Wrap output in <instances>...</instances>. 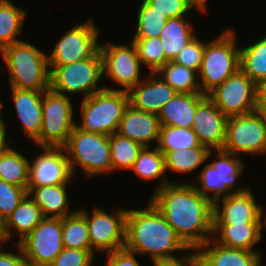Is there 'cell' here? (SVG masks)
<instances>
[{
    "label": "cell",
    "instance_id": "1",
    "mask_svg": "<svg viewBox=\"0 0 266 266\" xmlns=\"http://www.w3.org/2000/svg\"><path fill=\"white\" fill-rule=\"evenodd\" d=\"M149 200L190 249L197 250L213 237V204L193 183L163 179Z\"/></svg>",
    "mask_w": 266,
    "mask_h": 266
},
{
    "label": "cell",
    "instance_id": "2",
    "mask_svg": "<svg viewBox=\"0 0 266 266\" xmlns=\"http://www.w3.org/2000/svg\"><path fill=\"white\" fill-rule=\"evenodd\" d=\"M124 248L138 256L149 254L153 263L178 258L174 252L191 251L150 201L146 209H127Z\"/></svg>",
    "mask_w": 266,
    "mask_h": 266
},
{
    "label": "cell",
    "instance_id": "3",
    "mask_svg": "<svg viewBox=\"0 0 266 266\" xmlns=\"http://www.w3.org/2000/svg\"><path fill=\"white\" fill-rule=\"evenodd\" d=\"M0 53L8 67L11 88L33 91L50 89L48 54L23 40L4 47Z\"/></svg>",
    "mask_w": 266,
    "mask_h": 266
},
{
    "label": "cell",
    "instance_id": "4",
    "mask_svg": "<svg viewBox=\"0 0 266 266\" xmlns=\"http://www.w3.org/2000/svg\"><path fill=\"white\" fill-rule=\"evenodd\" d=\"M105 88L83 98L81 103L82 125L76 127L86 131L110 136L116 133L125 110L130 105L127 91Z\"/></svg>",
    "mask_w": 266,
    "mask_h": 266
},
{
    "label": "cell",
    "instance_id": "5",
    "mask_svg": "<svg viewBox=\"0 0 266 266\" xmlns=\"http://www.w3.org/2000/svg\"><path fill=\"white\" fill-rule=\"evenodd\" d=\"M235 32L226 29L212 41L205 43V51L198 76L201 93L208 96L226 79L240 69V48Z\"/></svg>",
    "mask_w": 266,
    "mask_h": 266
},
{
    "label": "cell",
    "instance_id": "6",
    "mask_svg": "<svg viewBox=\"0 0 266 266\" xmlns=\"http://www.w3.org/2000/svg\"><path fill=\"white\" fill-rule=\"evenodd\" d=\"M63 147L73 175L78 167L89 178L112 172L109 136L86 132L75 126Z\"/></svg>",
    "mask_w": 266,
    "mask_h": 266
},
{
    "label": "cell",
    "instance_id": "7",
    "mask_svg": "<svg viewBox=\"0 0 266 266\" xmlns=\"http://www.w3.org/2000/svg\"><path fill=\"white\" fill-rule=\"evenodd\" d=\"M50 89L58 94H84V99L104 89L98 87L103 77L102 57L99 49L85 60L63 66H49Z\"/></svg>",
    "mask_w": 266,
    "mask_h": 266
},
{
    "label": "cell",
    "instance_id": "8",
    "mask_svg": "<svg viewBox=\"0 0 266 266\" xmlns=\"http://www.w3.org/2000/svg\"><path fill=\"white\" fill-rule=\"evenodd\" d=\"M215 152L217 160L203 168L197 177L198 184L193 183L195 189L212 204L231 193H241L248 189V187L234 189L245 167L243 161L236 155L223 150H215Z\"/></svg>",
    "mask_w": 266,
    "mask_h": 266
},
{
    "label": "cell",
    "instance_id": "9",
    "mask_svg": "<svg viewBox=\"0 0 266 266\" xmlns=\"http://www.w3.org/2000/svg\"><path fill=\"white\" fill-rule=\"evenodd\" d=\"M74 108L70 96L58 94L48 89L43 94L42 127L34 140L38 147H63L76 126Z\"/></svg>",
    "mask_w": 266,
    "mask_h": 266
},
{
    "label": "cell",
    "instance_id": "10",
    "mask_svg": "<svg viewBox=\"0 0 266 266\" xmlns=\"http://www.w3.org/2000/svg\"><path fill=\"white\" fill-rule=\"evenodd\" d=\"M17 245L27 266H49L64 249L62 218L45 217Z\"/></svg>",
    "mask_w": 266,
    "mask_h": 266
},
{
    "label": "cell",
    "instance_id": "11",
    "mask_svg": "<svg viewBox=\"0 0 266 266\" xmlns=\"http://www.w3.org/2000/svg\"><path fill=\"white\" fill-rule=\"evenodd\" d=\"M208 97L227 117L240 116L256 111L258 85L239 69Z\"/></svg>",
    "mask_w": 266,
    "mask_h": 266
},
{
    "label": "cell",
    "instance_id": "12",
    "mask_svg": "<svg viewBox=\"0 0 266 266\" xmlns=\"http://www.w3.org/2000/svg\"><path fill=\"white\" fill-rule=\"evenodd\" d=\"M223 151L234 154L266 153V127L259 112L228 117Z\"/></svg>",
    "mask_w": 266,
    "mask_h": 266
},
{
    "label": "cell",
    "instance_id": "13",
    "mask_svg": "<svg viewBox=\"0 0 266 266\" xmlns=\"http://www.w3.org/2000/svg\"><path fill=\"white\" fill-rule=\"evenodd\" d=\"M99 32L92 19L70 28L47 55L48 66H63L90 58L99 49Z\"/></svg>",
    "mask_w": 266,
    "mask_h": 266
},
{
    "label": "cell",
    "instance_id": "14",
    "mask_svg": "<svg viewBox=\"0 0 266 266\" xmlns=\"http://www.w3.org/2000/svg\"><path fill=\"white\" fill-rule=\"evenodd\" d=\"M99 51L102 57L103 76L110 78L121 85L122 91L129 92L140 83L141 63L136 47L126 44H99Z\"/></svg>",
    "mask_w": 266,
    "mask_h": 266
},
{
    "label": "cell",
    "instance_id": "15",
    "mask_svg": "<svg viewBox=\"0 0 266 266\" xmlns=\"http://www.w3.org/2000/svg\"><path fill=\"white\" fill-rule=\"evenodd\" d=\"M115 210V213L109 214L96 207L92 216L87 210H79L86 218L90 245L94 251L109 253L124 248L127 209Z\"/></svg>",
    "mask_w": 266,
    "mask_h": 266
},
{
    "label": "cell",
    "instance_id": "16",
    "mask_svg": "<svg viewBox=\"0 0 266 266\" xmlns=\"http://www.w3.org/2000/svg\"><path fill=\"white\" fill-rule=\"evenodd\" d=\"M40 153L29 162V182L27 187L70 184L73 173L64 147H40Z\"/></svg>",
    "mask_w": 266,
    "mask_h": 266
},
{
    "label": "cell",
    "instance_id": "17",
    "mask_svg": "<svg viewBox=\"0 0 266 266\" xmlns=\"http://www.w3.org/2000/svg\"><path fill=\"white\" fill-rule=\"evenodd\" d=\"M254 197L248 188L244 192L231 193L216 201L213 204V224L266 223L263 208L256 204Z\"/></svg>",
    "mask_w": 266,
    "mask_h": 266
},
{
    "label": "cell",
    "instance_id": "18",
    "mask_svg": "<svg viewBox=\"0 0 266 266\" xmlns=\"http://www.w3.org/2000/svg\"><path fill=\"white\" fill-rule=\"evenodd\" d=\"M228 117L206 96L197 106L191 129L200 143L210 150H222L226 138Z\"/></svg>",
    "mask_w": 266,
    "mask_h": 266
},
{
    "label": "cell",
    "instance_id": "19",
    "mask_svg": "<svg viewBox=\"0 0 266 266\" xmlns=\"http://www.w3.org/2000/svg\"><path fill=\"white\" fill-rule=\"evenodd\" d=\"M130 105L140 111L158 115L162 107L178 92L156 73H150L129 92Z\"/></svg>",
    "mask_w": 266,
    "mask_h": 266
},
{
    "label": "cell",
    "instance_id": "20",
    "mask_svg": "<svg viewBox=\"0 0 266 266\" xmlns=\"http://www.w3.org/2000/svg\"><path fill=\"white\" fill-rule=\"evenodd\" d=\"M158 115L135 109L129 105L124 112L116 133L150 147V142L158 143L160 133Z\"/></svg>",
    "mask_w": 266,
    "mask_h": 266
},
{
    "label": "cell",
    "instance_id": "21",
    "mask_svg": "<svg viewBox=\"0 0 266 266\" xmlns=\"http://www.w3.org/2000/svg\"><path fill=\"white\" fill-rule=\"evenodd\" d=\"M14 108L24 133L34 141L42 127V101L45 91L11 88Z\"/></svg>",
    "mask_w": 266,
    "mask_h": 266
},
{
    "label": "cell",
    "instance_id": "22",
    "mask_svg": "<svg viewBox=\"0 0 266 266\" xmlns=\"http://www.w3.org/2000/svg\"><path fill=\"white\" fill-rule=\"evenodd\" d=\"M197 251L205 266H258L262 263L260 252L228 248L213 241V238Z\"/></svg>",
    "mask_w": 266,
    "mask_h": 266
},
{
    "label": "cell",
    "instance_id": "23",
    "mask_svg": "<svg viewBox=\"0 0 266 266\" xmlns=\"http://www.w3.org/2000/svg\"><path fill=\"white\" fill-rule=\"evenodd\" d=\"M263 224L266 223L213 224V240L228 248L258 251L254 246L262 239Z\"/></svg>",
    "mask_w": 266,
    "mask_h": 266
},
{
    "label": "cell",
    "instance_id": "24",
    "mask_svg": "<svg viewBox=\"0 0 266 266\" xmlns=\"http://www.w3.org/2000/svg\"><path fill=\"white\" fill-rule=\"evenodd\" d=\"M202 93H177L158 114L161 126L191 128Z\"/></svg>",
    "mask_w": 266,
    "mask_h": 266
},
{
    "label": "cell",
    "instance_id": "25",
    "mask_svg": "<svg viewBox=\"0 0 266 266\" xmlns=\"http://www.w3.org/2000/svg\"><path fill=\"white\" fill-rule=\"evenodd\" d=\"M67 185L27 187V191L31 199L40 207L44 217L64 218L75 212L68 210Z\"/></svg>",
    "mask_w": 266,
    "mask_h": 266
},
{
    "label": "cell",
    "instance_id": "26",
    "mask_svg": "<svg viewBox=\"0 0 266 266\" xmlns=\"http://www.w3.org/2000/svg\"><path fill=\"white\" fill-rule=\"evenodd\" d=\"M44 218L40 207L27 195L2 224L5 241L12 238L10 230L13 228L19 234V241H21L25 236L29 235Z\"/></svg>",
    "mask_w": 266,
    "mask_h": 266
},
{
    "label": "cell",
    "instance_id": "27",
    "mask_svg": "<svg viewBox=\"0 0 266 266\" xmlns=\"http://www.w3.org/2000/svg\"><path fill=\"white\" fill-rule=\"evenodd\" d=\"M186 17L167 19L159 38L169 61L181 52L197 35Z\"/></svg>",
    "mask_w": 266,
    "mask_h": 266
},
{
    "label": "cell",
    "instance_id": "28",
    "mask_svg": "<svg viewBox=\"0 0 266 266\" xmlns=\"http://www.w3.org/2000/svg\"><path fill=\"white\" fill-rule=\"evenodd\" d=\"M156 75L178 93H201L200 82L197 80L198 72L173 60L161 67Z\"/></svg>",
    "mask_w": 266,
    "mask_h": 266
},
{
    "label": "cell",
    "instance_id": "29",
    "mask_svg": "<svg viewBox=\"0 0 266 266\" xmlns=\"http://www.w3.org/2000/svg\"><path fill=\"white\" fill-rule=\"evenodd\" d=\"M29 160L14 148L0 155V179L27 190Z\"/></svg>",
    "mask_w": 266,
    "mask_h": 266
},
{
    "label": "cell",
    "instance_id": "30",
    "mask_svg": "<svg viewBox=\"0 0 266 266\" xmlns=\"http://www.w3.org/2000/svg\"><path fill=\"white\" fill-rule=\"evenodd\" d=\"M27 10L14 5L11 0H4L0 5V51L15 42L26 19Z\"/></svg>",
    "mask_w": 266,
    "mask_h": 266
},
{
    "label": "cell",
    "instance_id": "31",
    "mask_svg": "<svg viewBox=\"0 0 266 266\" xmlns=\"http://www.w3.org/2000/svg\"><path fill=\"white\" fill-rule=\"evenodd\" d=\"M240 69L257 85L266 81V35L240 48Z\"/></svg>",
    "mask_w": 266,
    "mask_h": 266
},
{
    "label": "cell",
    "instance_id": "32",
    "mask_svg": "<svg viewBox=\"0 0 266 266\" xmlns=\"http://www.w3.org/2000/svg\"><path fill=\"white\" fill-rule=\"evenodd\" d=\"M63 246L69 249L93 250L90 245L89 230L85 216L75 212L62 218Z\"/></svg>",
    "mask_w": 266,
    "mask_h": 266
},
{
    "label": "cell",
    "instance_id": "33",
    "mask_svg": "<svg viewBox=\"0 0 266 266\" xmlns=\"http://www.w3.org/2000/svg\"><path fill=\"white\" fill-rule=\"evenodd\" d=\"M156 147L166 155L176 149L208 148L200 143L198 136L191 128L161 126Z\"/></svg>",
    "mask_w": 266,
    "mask_h": 266
},
{
    "label": "cell",
    "instance_id": "34",
    "mask_svg": "<svg viewBox=\"0 0 266 266\" xmlns=\"http://www.w3.org/2000/svg\"><path fill=\"white\" fill-rule=\"evenodd\" d=\"M213 150L209 148L176 149L165 155V169L175 173H188L207 162Z\"/></svg>",
    "mask_w": 266,
    "mask_h": 266
},
{
    "label": "cell",
    "instance_id": "35",
    "mask_svg": "<svg viewBox=\"0 0 266 266\" xmlns=\"http://www.w3.org/2000/svg\"><path fill=\"white\" fill-rule=\"evenodd\" d=\"M112 171L130 170L144 146L118 133L109 136Z\"/></svg>",
    "mask_w": 266,
    "mask_h": 266
},
{
    "label": "cell",
    "instance_id": "36",
    "mask_svg": "<svg viewBox=\"0 0 266 266\" xmlns=\"http://www.w3.org/2000/svg\"><path fill=\"white\" fill-rule=\"evenodd\" d=\"M144 147L139 153L138 158L134 162L133 171L141 180L154 181L166 172L165 169V155L155 146Z\"/></svg>",
    "mask_w": 266,
    "mask_h": 266
},
{
    "label": "cell",
    "instance_id": "37",
    "mask_svg": "<svg viewBox=\"0 0 266 266\" xmlns=\"http://www.w3.org/2000/svg\"><path fill=\"white\" fill-rule=\"evenodd\" d=\"M140 63L149 68L150 73H156L169 60L166 58L163 44L159 37L133 38Z\"/></svg>",
    "mask_w": 266,
    "mask_h": 266
},
{
    "label": "cell",
    "instance_id": "38",
    "mask_svg": "<svg viewBox=\"0 0 266 266\" xmlns=\"http://www.w3.org/2000/svg\"><path fill=\"white\" fill-rule=\"evenodd\" d=\"M137 14V26L133 38L159 37L167 18L142 0Z\"/></svg>",
    "mask_w": 266,
    "mask_h": 266
},
{
    "label": "cell",
    "instance_id": "39",
    "mask_svg": "<svg viewBox=\"0 0 266 266\" xmlns=\"http://www.w3.org/2000/svg\"><path fill=\"white\" fill-rule=\"evenodd\" d=\"M28 195L22 187L8 184L0 179V223H4L14 209Z\"/></svg>",
    "mask_w": 266,
    "mask_h": 266
},
{
    "label": "cell",
    "instance_id": "40",
    "mask_svg": "<svg viewBox=\"0 0 266 266\" xmlns=\"http://www.w3.org/2000/svg\"><path fill=\"white\" fill-rule=\"evenodd\" d=\"M155 11L165 16L167 19L186 16L191 8H197L202 13L206 10L201 9L193 0H145Z\"/></svg>",
    "mask_w": 266,
    "mask_h": 266
},
{
    "label": "cell",
    "instance_id": "41",
    "mask_svg": "<svg viewBox=\"0 0 266 266\" xmlns=\"http://www.w3.org/2000/svg\"><path fill=\"white\" fill-rule=\"evenodd\" d=\"M205 51V43L197 36L174 58V62L187 67L188 69L200 71Z\"/></svg>",
    "mask_w": 266,
    "mask_h": 266
},
{
    "label": "cell",
    "instance_id": "42",
    "mask_svg": "<svg viewBox=\"0 0 266 266\" xmlns=\"http://www.w3.org/2000/svg\"><path fill=\"white\" fill-rule=\"evenodd\" d=\"M94 250H79L65 248L49 266H91Z\"/></svg>",
    "mask_w": 266,
    "mask_h": 266
},
{
    "label": "cell",
    "instance_id": "43",
    "mask_svg": "<svg viewBox=\"0 0 266 266\" xmlns=\"http://www.w3.org/2000/svg\"><path fill=\"white\" fill-rule=\"evenodd\" d=\"M107 254L108 261L106 262V266H140V263L134 256L136 254L126 248L106 253V255Z\"/></svg>",
    "mask_w": 266,
    "mask_h": 266
},
{
    "label": "cell",
    "instance_id": "44",
    "mask_svg": "<svg viewBox=\"0 0 266 266\" xmlns=\"http://www.w3.org/2000/svg\"><path fill=\"white\" fill-rule=\"evenodd\" d=\"M0 249V266H27L25 257L22 254L20 247L18 246V254ZM7 251V252H6Z\"/></svg>",
    "mask_w": 266,
    "mask_h": 266
},
{
    "label": "cell",
    "instance_id": "45",
    "mask_svg": "<svg viewBox=\"0 0 266 266\" xmlns=\"http://www.w3.org/2000/svg\"><path fill=\"white\" fill-rule=\"evenodd\" d=\"M189 253L182 258L170 259V260H162L156 262L159 266H195L200 261V256L198 251Z\"/></svg>",
    "mask_w": 266,
    "mask_h": 266
},
{
    "label": "cell",
    "instance_id": "46",
    "mask_svg": "<svg viewBox=\"0 0 266 266\" xmlns=\"http://www.w3.org/2000/svg\"><path fill=\"white\" fill-rule=\"evenodd\" d=\"M7 128L5 125V122L1 119L0 120V155L8 151L11 146H9L11 143V140L9 142L6 141V132Z\"/></svg>",
    "mask_w": 266,
    "mask_h": 266
},
{
    "label": "cell",
    "instance_id": "47",
    "mask_svg": "<svg viewBox=\"0 0 266 266\" xmlns=\"http://www.w3.org/2000/svg\"><path fill=\"white\" fill-rule=\"evenodd\" d=\"M257 109H266V81L258 85Z\"/></svg>",
    "mask_w": 266,
    "mask_h": 266
},
{
    "label": "cell",
    "instance_id": "48",
    "mask_svg": "<svg viewBox=\"0 0 266 266\" xmlns=\"http://www.w3.org/2000/svg\"><path fill=\"white\" fill-rule=\"evenodd\" d=\"M201 9L207 11V0H193Z\"/></svg>",
    "mask_w": 266,
    "mask_h": 266
},
{
    "label": "cell",
    "instance_id": "49",
    "mask_svg": "<svg viewBox=\"0 0 266 266\" xmlns=\"http://www.w3.org/2000/svg\"><path fill=\"white\" fill-rule=\"evenodd\" d=\"M259 114L261 115L262 119H263V122H264V125L266 127V109H256Z\"/></svg>",
    "mask_w": 266,
    "mask_h": 266
},
{
    "label": "cell",
    "instance_id": "50",
    "mask_svg": "<svg viewBox=\"0 0 266 266\" xmlns=\"http://www.w3.org/2000/svg\"><path fill=\"white\" fill-rule=\"evenodd\" d=\"M4 242H5V238L3 235V227H2V223H0V248L3 246Z\"/></svg>",
    "mask_w": 266,
    "mask_h": 266
},
{
    "label": "cell",
    "instance_id": "51",
    "mask_svg": "<svg viewBox=\"0 0 266 266\" xmlns=\"http://www.w3.org/2000/svg\"><path fill=\"white\" fill-rule=\"evenodd\" d=\"M195 266H205V265L201 263V260H200Z\"/></svg>",
    "mask_w": 266,
    "mask_h": 266
},
{
    "label": "cell",
    "instance_id": "52",
    "mask_svg": "<svg viewBox=\"0 0 266 266\" xmlns=\"http://www.w3.org/2000/svg\"><path fill=\"white\" fill-rule=\"evenodd\" d=\"M3 107V103L0 102V120H1V108Z\"/></svg>",
    "mask_w": 266,
    "mask_h": 266
},
{
    "label": "cell",
    "instance_id": "53",
    "mask_svg": "<svg viewBox=\"0 0 266 266\" xmlns=\"http://www.w3.org/2000/svg\"><path fill=\"white\" fill-rule=\"evenodd\" d=\"M153 264V266H159L157 263H152Z\"/></svg>",
    "mask_w": 266,
    "mask_h": 266
}]
</instances>
